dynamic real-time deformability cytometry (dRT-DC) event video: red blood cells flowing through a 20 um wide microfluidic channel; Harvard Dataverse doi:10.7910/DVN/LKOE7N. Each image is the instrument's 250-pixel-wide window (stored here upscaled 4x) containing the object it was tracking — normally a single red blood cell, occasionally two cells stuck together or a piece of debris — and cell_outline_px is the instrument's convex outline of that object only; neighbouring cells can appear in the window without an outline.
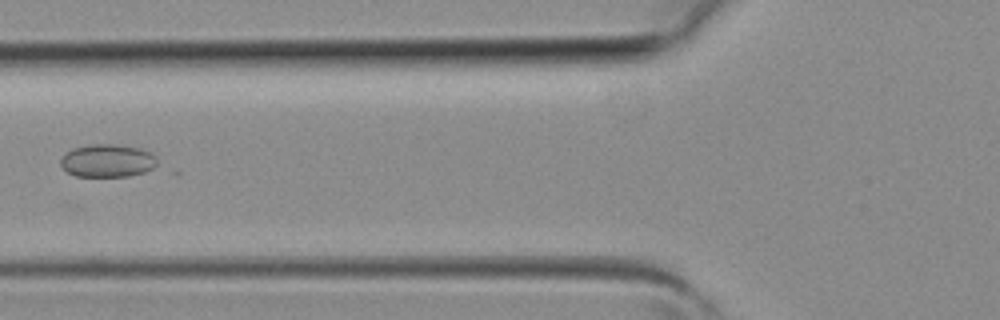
{"species": "common noctule bat (a hibernating species)", "species_latin": "Nyctalus noctula", "temperature_condition": "room temperature", "stored_images_in_passage": 4, "camera_frame_rate_fps": 3000, "um_per_image_px": 0.085, "animal": {"sex": "female", "body_mass_g": 19.3, "forearm_length_mm": 54.1}, "frame": {"image": 1, "passage_image": 4, "time_ms": 1.0, "image_size_px": [1000, 320], "cell_outline_px": [[156, 164], [152, 168], [144, 172], [128, 176], [76, 176], [68, 172], [60, 164], [60, 160], [72, 148], [88, 144], [112, 144], [140, 148], [152, 152], [156, 156]], "centroid_in_image_um": [9.15, 13.65], "position_along_channel_um": 116.7, "area_um2": 18.44}}